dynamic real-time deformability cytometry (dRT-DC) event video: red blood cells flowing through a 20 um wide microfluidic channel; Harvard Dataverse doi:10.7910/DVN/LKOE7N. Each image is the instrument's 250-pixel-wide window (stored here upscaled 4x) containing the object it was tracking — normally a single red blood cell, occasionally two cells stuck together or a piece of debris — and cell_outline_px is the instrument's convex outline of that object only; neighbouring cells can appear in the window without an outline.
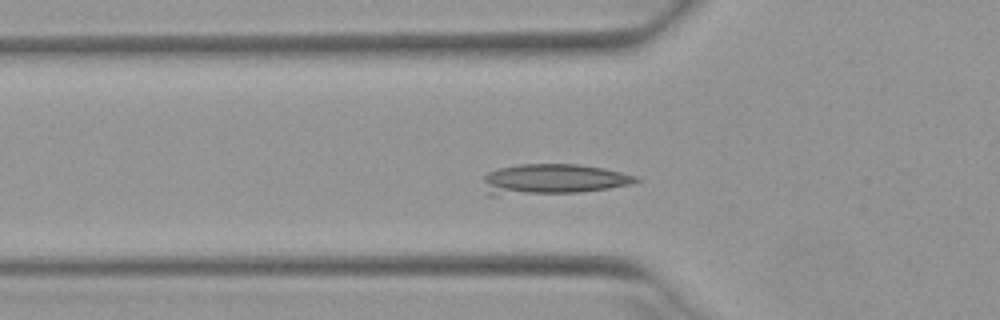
{"species": "Egyptian fruit bat (a non-hibernating species)", "species_latin": "Rousettus aegyptiacus", "temperature_condition": "warm", "stored_images_in_passage": 45, "camera_frame_rate_fps": 3000, "um_per_image_px": 0.085, "animal": {"sex": "female"}, "frame": {"image": 1, "passage_image": 15, "time_ms": 4.667, "image_size_px": [1000, 320], "cell_outline_px": [[640, 180], [632, 184], [608, 188], [580, 192], [496, 196], [488, 196], [484, 180], [484, 176], [488, 172], [500, 168], [520, 164], [580, 164], [620, 172], [636, 176]], "centroid_in_image_um": [46.96, 15.25], "position_along_channel_um": 78.8, "area_um2": 27.05}}
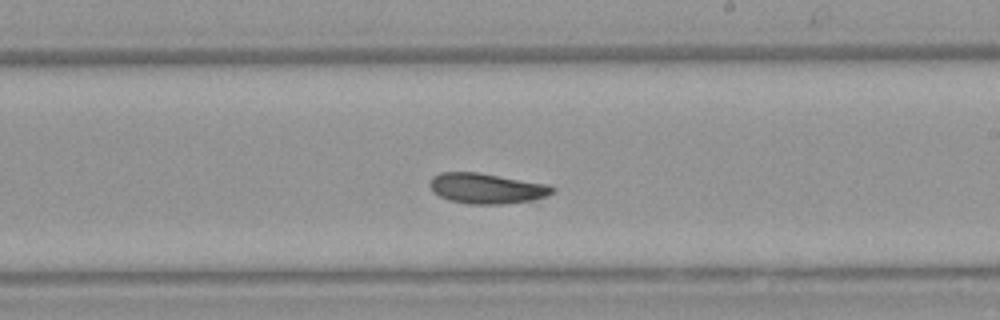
{"frame": {"image": 2, "passage_image": 28, "time_ms": 9.0, "image_size_px": [1000, 320], "cell_outline_px": [[556, 188], [548, 196], [536, 200], [504, 204], [468, 204], [448, 200], [432, 192], [428, 184], [428, 180], [432, 176], [440, 172], [476, 172], [548, 184]], "centroid_in_image_um": [41.33, 16.02], "position_along_channel_um": 247.7, "area_um2": 22.02}}
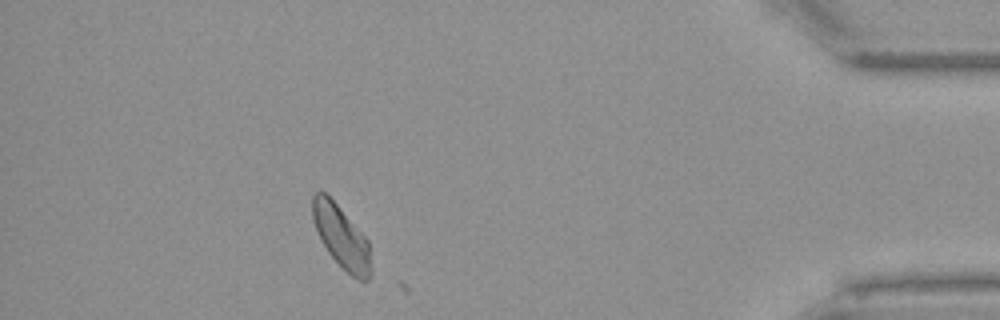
{"frame": {"image": 3, "passage_image": 44, "time_ms": 14.333, "image_size_px": [1000, 320], "cell_outline_px": [[368, 280], [360, 280], [352, 276], [328, 252], [320, 240], [312, 220], [312, 196], [316, 192], [324, 192], [336, 204], [368, 240]], "centroid_in_image_um": [28.94, 20.08], "position_along_channel_um": 406.3, "area_um2": 20.35}}